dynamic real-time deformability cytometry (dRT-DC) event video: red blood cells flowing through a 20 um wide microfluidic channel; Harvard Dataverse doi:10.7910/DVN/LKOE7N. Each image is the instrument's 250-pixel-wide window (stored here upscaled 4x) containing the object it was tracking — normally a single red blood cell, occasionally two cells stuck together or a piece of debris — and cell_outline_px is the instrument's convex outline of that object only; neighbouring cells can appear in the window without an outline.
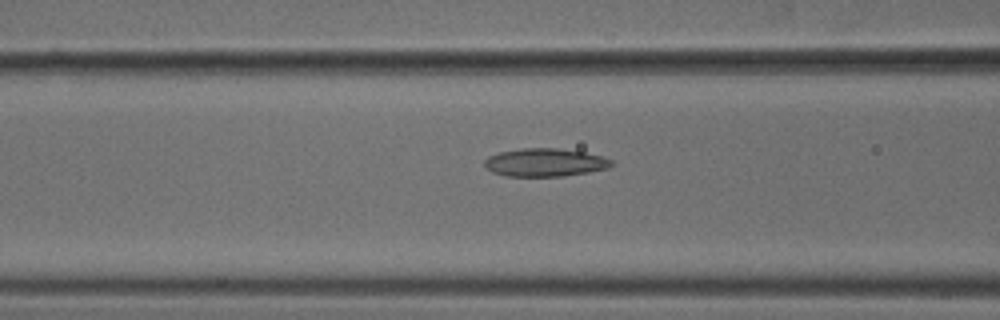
{"species": "common noctule bat (a hibernating species)", "species_latin": "Nyctalus noctula", "temperature_condition": "cold", "stored_images_in_passage": 41, "camera_frame_rate_fps": 3000, "um_per_image_px": 0.085, "animal": {"sex": "male", "body_mass_g": 18.8}, "frame": {"image": 1, "passage_image": 9, "time_ms": 2.667, "image_size_px": [1000, 320], "cell_outline_px": [[612, 164], [608, 168], [588, 172], [564, 176], [504, 176], [492, 172], [484, 164], [484, 160], [488, 156], [500, 152], [520, 148], [556, 148], [584, 152], [600, 156], [612, 160]], "centroid_in_image_um": [46.29, 13.81], "position_along_channel_um": 120.3, "area_um2": 20.69}}
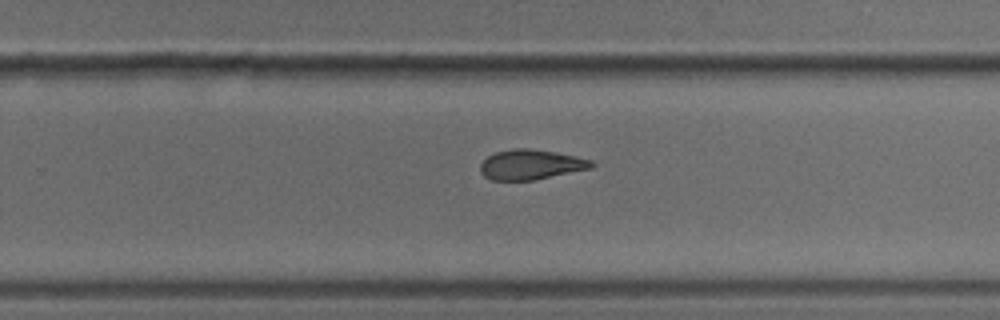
{"frame": {"image": 2, "passage_image": 22, "time_ms": 7.0, "image_size_px": [1000, 320], "cell_outline_px": [[596, 164], [592, 168], [532, 180], [492, 180], [484, 176], [480, 172], [480, 164], [488, 156], [496, 152], [512, 148], [528, 148], [556, 152], [576, 156], [592, 160]], "centroid_in_image_um": [45.12, 13.98], "position_along_channel_um": 284.7, "area_um2": 19.42}}
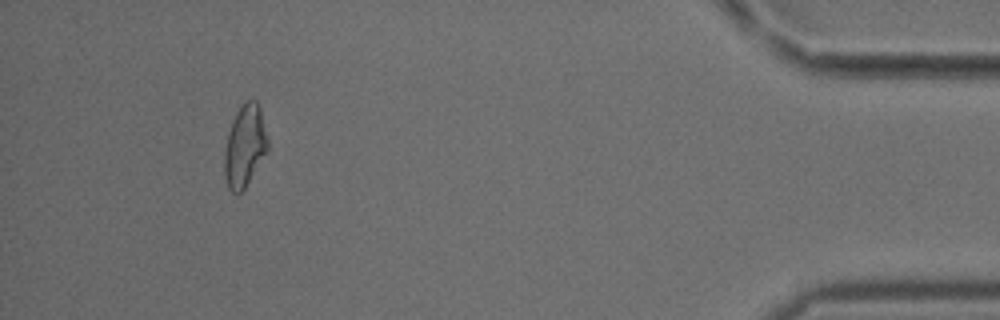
{"frame": {"image": 3, "passage_image": 37, "time_ms": 12.0, "image_size_px": [1000, 320], "cell_outline_px": [[268, 148], [244, 188], [240, 192], [232, 192], [228, 188], [224, 176], [224, 152], [228, 132], [232, 120], [236, 112], [244, 100], [256, 100], [260, 108], [268, 140]], "centroid_in_image_um": [20.78, 12.37], "position_along_channel_um": 414.4, "area_um2": 20.4}, "authors_computed_cell_mechanics": {"area_um2": 20.2878, "velocity_mm_per_s": 3.7933, "shape_relaxation_time_tau1_ms": null, "shape_relaxation_time_tau2_ms": 4.4175, "deformation_change_tau1": null, "deformation_change_tau2": 0.1189}}